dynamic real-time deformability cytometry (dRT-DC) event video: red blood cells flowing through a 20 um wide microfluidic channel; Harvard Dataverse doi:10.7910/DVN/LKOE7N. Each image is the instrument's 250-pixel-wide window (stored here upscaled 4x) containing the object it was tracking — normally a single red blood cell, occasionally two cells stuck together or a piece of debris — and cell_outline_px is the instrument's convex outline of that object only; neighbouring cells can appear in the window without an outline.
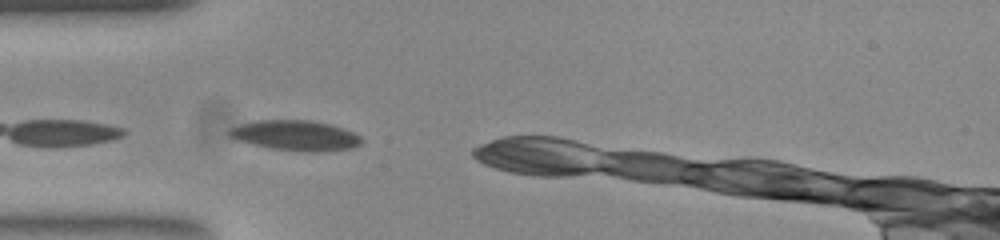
{"species": "common noctule bat (a hibernating species)", "species_latin": "Nyctalus noctula", "temperature_condition": "room temperature", "stored_images_in_passage": 4, "camera_frame_rate_fps": 3000, "um_per_image_px": 0.085, "animal": {"sex": "female", "body_mass_g": 23.0, "forearm_length_mm": 53.4}, "frame": {"image": 1, "passage_image": 1, "time_ms": 0.0, "image_size_px": [1000, 240], "cell_outline_px": [[360, 144], [352, 148], [320, 152], [304, 152], [268, 148], [240, 140], [228, 136], [228, 132], [232, 128], [240, 124], [260, 120], [308, 120], [328, 124], [352, 132], [360, 136]], "centroid_in_image_um": [25.11, 11.53], "position_along_channel_um": 59.9, "area_um2": 22.95}}